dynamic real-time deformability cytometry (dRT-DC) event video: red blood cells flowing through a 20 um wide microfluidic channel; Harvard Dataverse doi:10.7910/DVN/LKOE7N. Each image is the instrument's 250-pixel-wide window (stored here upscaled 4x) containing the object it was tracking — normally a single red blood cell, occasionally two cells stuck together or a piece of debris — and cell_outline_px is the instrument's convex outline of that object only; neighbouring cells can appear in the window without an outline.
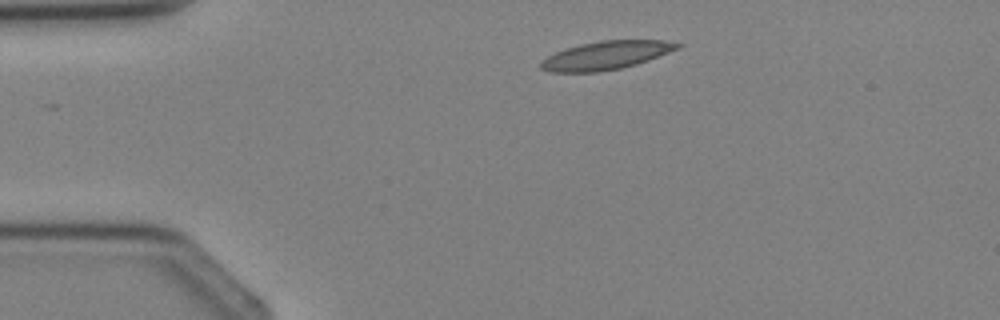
{"species": "Egyptian fruit bat (a non-hibernating species)", "species_latin": "Rousettus aegyptiacus", "temperature_condition": "cold", "stored_images_in_passage": 2, "camera_frame_rate_fps": 3000, "um_per_image_px": 0.085, "animal": {"sex": "female"}, "frame": {"image": 1, "passage_image": 1, "time_ms": 0.0, "image_size_px": [1000, 320], "cell_outline_px": [[684, 44], [680, 48], [648, 60], [636, 64], [620, 68], [596, 72], [548, 72], [540, 68], [540, 64], [548, 56], [564, 48], [580, 44], [600, 40], [664, 40]], "centroid_in_image_um": [51.52, 4.69], "position_along_channel_um": 33.5, "area_um2": 22.54}}